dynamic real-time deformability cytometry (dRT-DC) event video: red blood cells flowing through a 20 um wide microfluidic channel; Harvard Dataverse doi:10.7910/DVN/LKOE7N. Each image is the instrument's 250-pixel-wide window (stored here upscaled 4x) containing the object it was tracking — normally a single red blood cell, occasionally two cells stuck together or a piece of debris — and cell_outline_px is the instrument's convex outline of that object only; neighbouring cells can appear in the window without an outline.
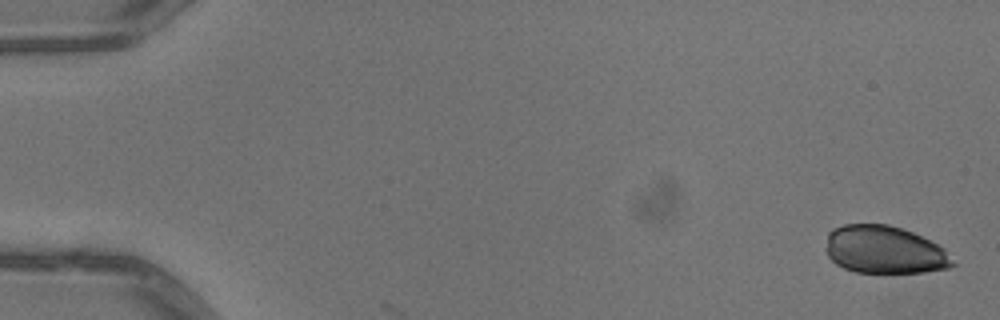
{"species": "common noctule bat (a hibernating species)", "species_latin": "Nyctalus noctula", "temperature_condition": "warm", "stored_images_in_passage": 2, "camera_frame_rate_fps": 3000, "um_per_image_px": 0.085, "animal": {"sex": "male", "body_mass_g": 13.3}, "frame": {"image": 1, "passage_image": 1, "time_ms": 0.0, "image_size_px": [1000, 320], "cell_outline_px": [[956, 264], [948, 268], [924, 272], [856, 272], [844, 268], [836, 264], [828, 256], [828, 232], [832, 228], [844, 224], [888, 224], [912, 232], [944, 248]], "centroid_in_image_um": [75.18, 21.23], "position_along_channel_um": 9.8, "area_um2": 34.97}}